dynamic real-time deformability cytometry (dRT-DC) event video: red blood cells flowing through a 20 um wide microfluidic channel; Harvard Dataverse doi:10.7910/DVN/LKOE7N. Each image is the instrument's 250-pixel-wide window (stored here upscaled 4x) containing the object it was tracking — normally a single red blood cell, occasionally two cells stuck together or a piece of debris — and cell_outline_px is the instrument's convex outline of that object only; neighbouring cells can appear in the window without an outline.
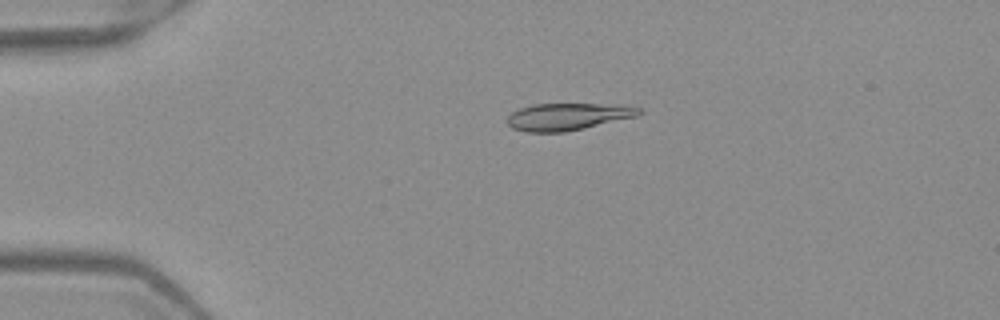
{"species": "Egyptian fruit bat (a non-hibernating species)", "species_latin": "Rousettus aegyptiacus", "temperature_condition": "warm", "stored_images_in_passage": 4, "camera_frame_rate_fps": 3000, "um_per_image_px": 0.085, "frame": {"image": 1, "passage_image": 3, "time_ms": 0.667, "image_size_px": [1000, 320], "cell_outline_px": [[644, 112], [636, 116], [584, 128], [564, 132], [524, 132], [512, 128], [508, 124], [508, 116], [512, 112], [520, 108], [532, 104], [620, 104], [640, 108]], "centroid_in_image_um": [48.26, 9.91], "position_along_channel_um": 36.7, "area_um2": 20.81}}